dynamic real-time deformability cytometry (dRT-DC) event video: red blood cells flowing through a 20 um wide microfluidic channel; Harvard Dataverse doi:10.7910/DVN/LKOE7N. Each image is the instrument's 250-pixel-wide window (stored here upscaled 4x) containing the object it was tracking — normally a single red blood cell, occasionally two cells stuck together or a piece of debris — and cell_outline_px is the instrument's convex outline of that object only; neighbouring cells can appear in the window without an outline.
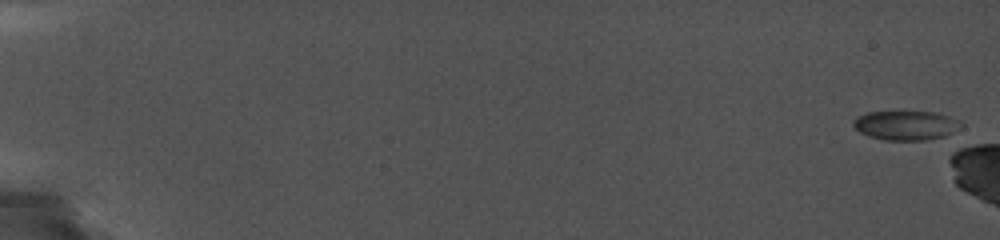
{"species": "common noctule bat (a hibernating species)", "species_latin": "Nyctalus noctula", "temperature_condition": "cold", "stored_images_in_passage": 6, "camera_frame_rate_fps": 5000, "um_per_image_px": 0.085, "animal": {"sex": "female", "body_mass_g": 19.0, "forearm_length_mm": 56.7}, "frame": {"image": 1, "passage_image": 1, "time_ms": 0.0, "image_size_px": [1000, 240], "cell_outline_px": [[964, 124], [944, 136], [928, 140], [884, 140], [868, 136], [860, 132], [852, 124], [852, 120], [856, 116], [868, 112], [936, 112], [948, 116]], "centroid_in_image_um": [76.94, 10.65], "position_along_channel_um": 8.1, "area_um2": 18.26}}